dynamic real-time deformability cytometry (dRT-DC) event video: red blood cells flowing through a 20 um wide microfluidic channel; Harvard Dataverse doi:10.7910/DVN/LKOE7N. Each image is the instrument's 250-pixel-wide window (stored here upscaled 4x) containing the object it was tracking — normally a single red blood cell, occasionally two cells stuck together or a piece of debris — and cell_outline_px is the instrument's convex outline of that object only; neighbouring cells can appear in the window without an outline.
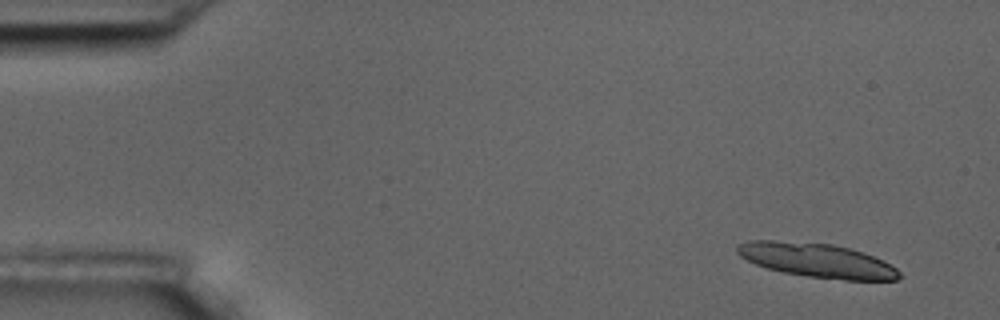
{"species": "common noctule bat (a hibernating species)", "species_latin": "Nyctalus noctula", "temperature_condition": "room temperature", "stored_images_in_passage": 7, "camera_frame_rate_fps": 3000, "um_per_image_px": 0.085, "animal": {"sex": "male", "body_mass_g": 17.5, "forearm_length_mm": 52.3}, "frame": {"image": 1, "passage_image": 1, "time_ms": 0.0, "image_size_px": [1000, 320], "cell_outline_px": [[900, 276], [896, 280], [844, 280], [808, 276], [784, 272], [768, 268], [756, 264], [740, 256], [736, 252], [736, 244], [748, 240], [776, 240], [832, 244], [848, 248], [872, 256], [896, 268], [900, 272]], "centroid_in_image_um": [69.38, 22.12], "position_along_channel_um": 15.6, "area_um2": 31.91}}
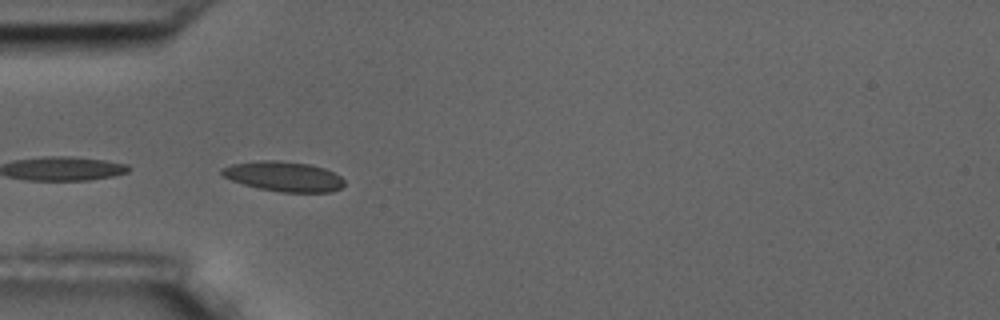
{"frame": {"image": 2, "passage_image": 5, "time_ms": 4.667, "image_size_px": [1000, 320], "cell_outline_px": [[344, 184], [340, 188], [332, 192], [280, 192], [260, 188], [244, 184], [232, 180], [224, 176], [220, 172], [220, 168], [232, 164], [260, 160], [276, 160], [312, 164], [324, 168], [340, 176], [344, 180]], "centroid_in_image_um": [24.12, 14.99], "position_along_channel_um": 60.9, "area_um2": 21.33}}